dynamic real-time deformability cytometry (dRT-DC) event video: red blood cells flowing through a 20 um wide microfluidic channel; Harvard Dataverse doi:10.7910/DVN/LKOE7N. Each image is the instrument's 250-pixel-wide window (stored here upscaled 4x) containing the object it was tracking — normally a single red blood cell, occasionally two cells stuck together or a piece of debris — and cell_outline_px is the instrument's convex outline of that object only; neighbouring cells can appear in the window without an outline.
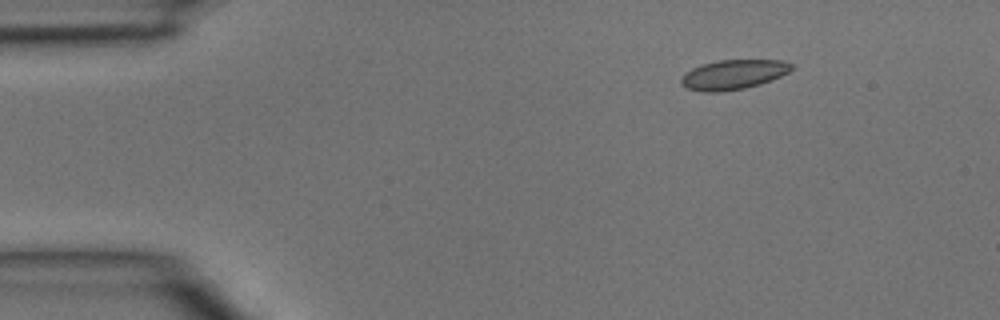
{"species": "common noctule bat (a hibernating species)", "species_latin": "Nyctalus noctula", "temperature_condition": "room temperature", "stored_images_in_passage": 5, "camera_frame_rate_fps": 3000, "um_per_image_px": 0.085, "animal": {"sex": "male", "body_mass_g": 15.6}, "frame": {"image": 1, "passage_image": 2, "time_ms": 0.333, "image_size_px": [1000, 320], "cell_outline_px": [[792, 68], [788, 72], [772, 80], [760, 84], [744, 88], [716, 92], [704, 92], [684, 88], [680, 84], [680, 76], [684, 72], [692, 68], [704, 64], [720, 60], [784, 60], [792, 64]], "centroid_in_image_um": [62.28, 6.34], "position_along_channel_um": 22.7, "area_um2": 19.13}}
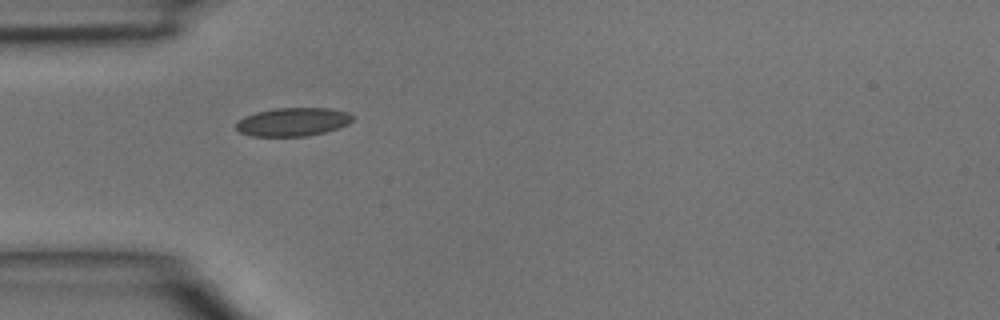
{"frame": {"image": 2, "passage_image": 4, "time_ms": 1.0, "image_size_px": [1000, 320], "cell_outline_px": [[352, 120], [348, 124], [324, 132], [304, 136], [252, 136], [240, 132], [236, 128], [236, 120], [244, 116], [256, 112], [276, 108], [328, 108], [348, 112], [352, 116]], "centroid_in_image_um": [24.85, 10.35], "position_along_channel_um": 60.2, "area_um2": 19.19}}